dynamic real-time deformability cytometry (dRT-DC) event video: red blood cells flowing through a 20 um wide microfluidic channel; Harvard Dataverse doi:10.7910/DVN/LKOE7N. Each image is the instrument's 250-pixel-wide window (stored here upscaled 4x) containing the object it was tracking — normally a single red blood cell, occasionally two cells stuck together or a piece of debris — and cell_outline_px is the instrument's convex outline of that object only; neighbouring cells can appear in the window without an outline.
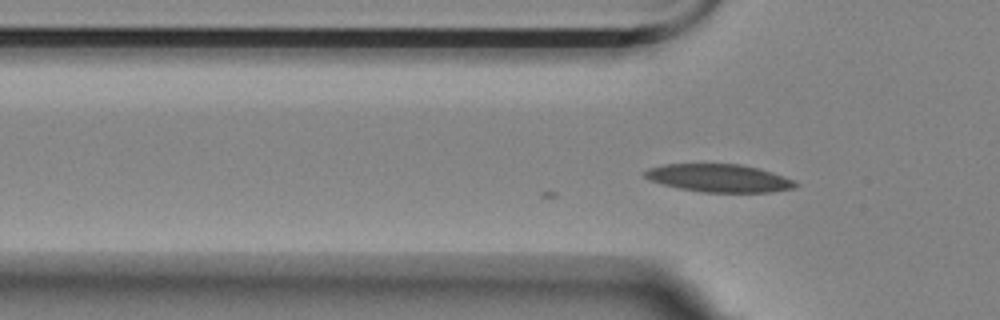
{"species": "Egyptian fruit bat (a non-hibernating species)", "species_latin": "Rousettus aegyptiacus", "temperature_condition": "room temperature", "stored_images_in_passage": 2, "camera_frame_rate_fps": 3000, "um_per_image_px": 0.085, "animal": {"sex": "female"}, "frame": {"image": 1, "passage_image": 2, "time_ms": 0.333, "image_size_px": [1000, 320], "cell_outline_px": [[800, 184], [796, 188], [772, 192], [700, 192], [680, 188], [648, 180], [644, 176], [644, 172], [648, 168], [664, 164], [740, 164], [760, 168], [796, 180]], "centroid_in_image_um": [61.17, 15.14], "position_along_channel_um": 64.6, "area_um2": 24.68}}